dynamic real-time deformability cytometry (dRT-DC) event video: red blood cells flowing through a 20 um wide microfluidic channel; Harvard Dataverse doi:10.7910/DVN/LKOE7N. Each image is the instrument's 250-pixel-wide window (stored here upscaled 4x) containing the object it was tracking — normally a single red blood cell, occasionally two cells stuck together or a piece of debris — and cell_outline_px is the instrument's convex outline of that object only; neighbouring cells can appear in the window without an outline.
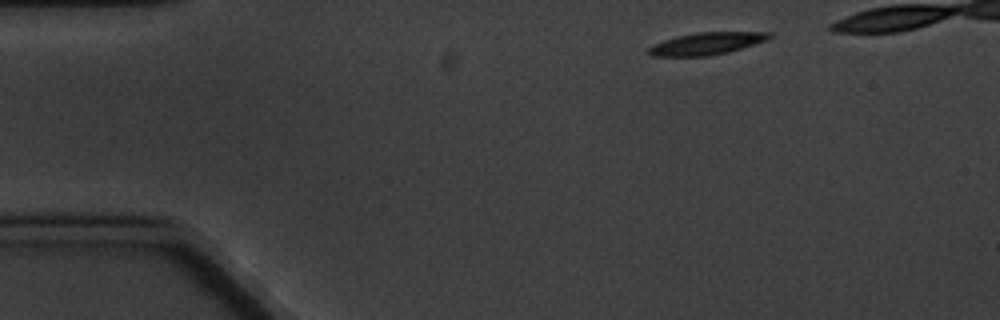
{"species": "common noctule bat (a hibernating species)", "species_latin": "Nyctalus noctula", "temperature_condition": "cold", "stored_images_in_passage": 4, "camera_frame_rate_fps": 3000, "um_per_image_px": 0.085, "animal": {"sex": "male", "body_mass_g": 20.1, "forearm_length_mm": 53.5}, "frame": {"image": 1, "passage_image": 1, "time_ms": 0.0, "image_size_px": [1000, 320], "cell_outline_px": [[772, 36], [768, 40], [728, 52], [708, 56], [652, 56], [648, 52], [648, 48], [652, 44], [676, 36], [696, 32], [772, 32]], "centroid_in_image_um": [60.06, 3.7], "position_along_channel_um": 24.9, "area_um2": 15.66}}